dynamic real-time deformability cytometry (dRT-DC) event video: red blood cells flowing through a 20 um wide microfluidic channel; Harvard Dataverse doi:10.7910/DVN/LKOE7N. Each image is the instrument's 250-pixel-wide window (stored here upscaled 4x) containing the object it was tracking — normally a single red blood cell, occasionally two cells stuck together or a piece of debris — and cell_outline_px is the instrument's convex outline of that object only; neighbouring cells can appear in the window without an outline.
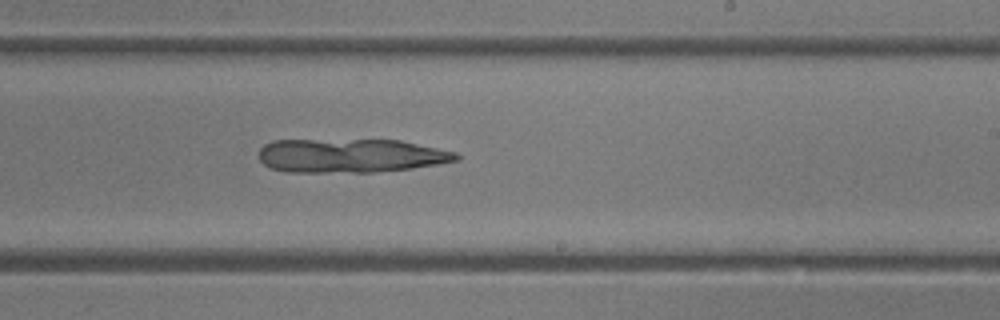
{"species": "common noctule bat (a hibernating species)", "species_latin": "Nyctalus noctula", "temperature_condition": "room temperature", "stored_images_in_passage": 40, "camera_frame_rate_fps": 3000, "um_per_image_px": 0.085, "animal": {"sex": "female"}, "frame": {"image": 1, "passage_image": 24, "time_ms": 7.667, "image_size_px": [1000, 320], "cell_outline_px": [[460, 160], [412, 168], [372, 172], [288, 172], [268, 168], [260, 160], [260, 148], [264, 144], [272, 140], [400, 140], [456, 152], [460, 156]], "centroid_in_image_um": [29.78, 13.23], "position_along_channel_um": 259.2, "area_um2": 39.02}}